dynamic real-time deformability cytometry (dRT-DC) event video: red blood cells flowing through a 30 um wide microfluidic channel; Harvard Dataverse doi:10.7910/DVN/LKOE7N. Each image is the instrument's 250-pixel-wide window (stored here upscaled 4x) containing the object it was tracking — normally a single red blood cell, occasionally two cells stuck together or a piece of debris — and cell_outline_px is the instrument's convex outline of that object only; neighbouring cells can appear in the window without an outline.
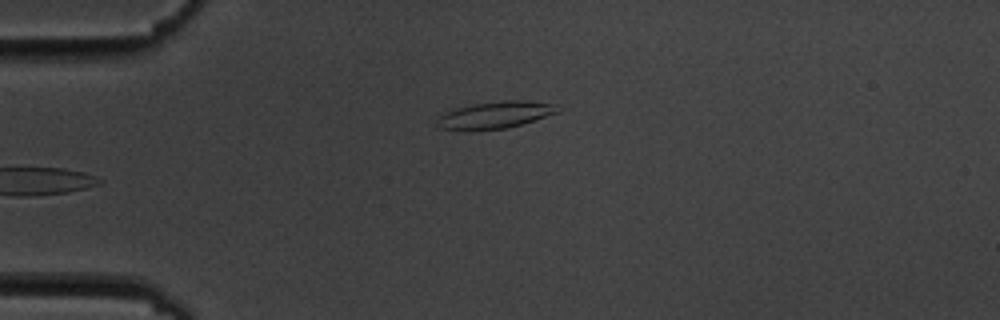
{"species": "common noctule bat (a hibernating species)", "species_latin": "Nyctalus noctula", "temperature_condition": "cold", "stored_images_in_passage": 6, "camera_frame_rate_fps": 3000, "um_per_image_px": 0.085, "animal": {"sex": "male", "body_mass_g": 19.5, "forearm_length_mm": 54.6}, "frame": {"image": 1, "passage_image": 4, "time_ms": 4.333, "image_size_px": [1000, 320], "cell_outline_px": [[564, 108], [560, 112], [520, 124], [504, 128], [440, 128], [436, 124], [436, 116], [444, 112], [456, 108], [472, 104], [504, 100], [528, 100], [556, 104]], "centroid_in_image_um": [42.17, 9.71], "position_along_channel_um": 42.8, "area_um2": 18.61}}
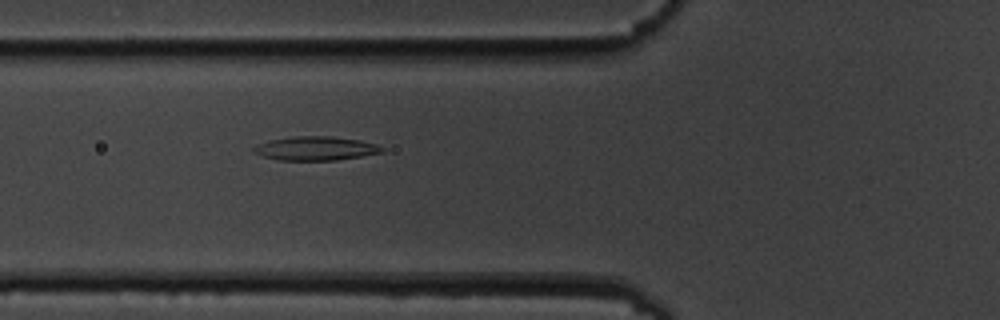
{"frame": {"image": 2, "passage_image": 6, "time_ms": 6.667, "image_size_px": [1000, 320], "cell_outline_px": [[384, 152], [336, 160], [280, 160], [264, 156], [252, 152], [252, 148], [268, 140], [292, 136], [332, 136], [360, 140], [376, 144], [384, 148]], "centroid_in_image_um": [26.83, 12.61], "position_along_channel_um": 99.0, "area_um2": 17.8}}